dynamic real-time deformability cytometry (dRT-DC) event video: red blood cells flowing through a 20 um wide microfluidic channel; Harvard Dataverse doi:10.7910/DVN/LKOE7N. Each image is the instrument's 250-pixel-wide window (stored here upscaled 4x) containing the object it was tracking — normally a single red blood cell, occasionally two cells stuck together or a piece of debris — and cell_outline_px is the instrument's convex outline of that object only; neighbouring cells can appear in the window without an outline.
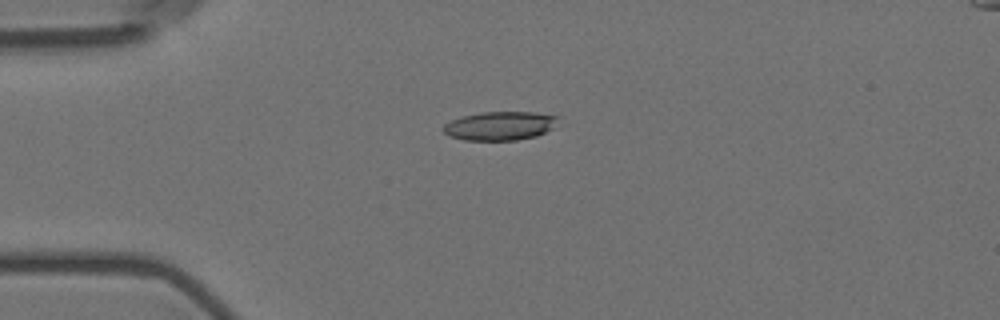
{"species": "Egyptian fruit bat (a non-hibernating species)", "species_latin": "Rousettus aegyptiacus", "temperature_condition": "room temperature", "stored_images_in_passage": 7, "camera_frame_rate_fps": 3000, "um_per_image_px": 0.085, "animal": {"sex": "female"}, "frame": {"image": 1, "passage_image": 2, "time_ms": 0.333, "image_size_px": [1000, 320], "cell_outline_px": [[560, 116], [556, 128], [536, 136], [516, 140], [464, 140], [448, 136], [440, 128], [444, 124], [452, 120], [464, 116], [480, 112], [536, 112]], "centroid_in_image_um": [42.54, 10.69], "position_along_channel_um": 42.5, "area_um2": 19.54}}
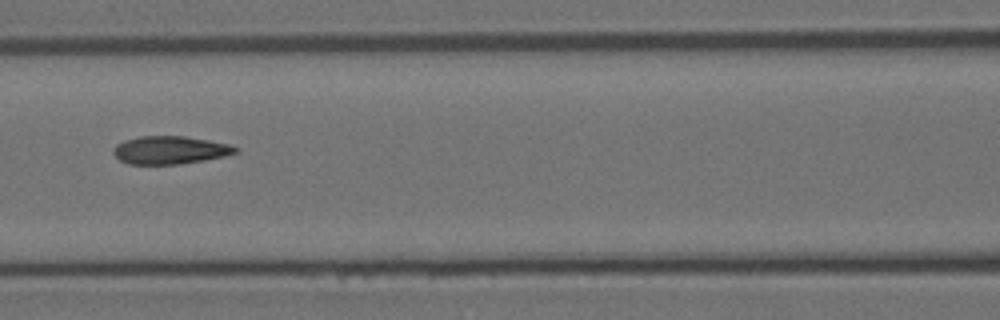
{"frame": {"image": 2, "passage_image": 5, "time_ms": 1.333, "image_size_px": [1000, 320], "cell_outline_px": [[240, 152], [224, 156], [204, 160], [180, 164], [128, 164], [120, 160], [112, 152], [112, 148], [116, 144], [124, 140], [140, 136], [184, 136], [208, 140], [228, 144], [240, 148]], "centroid_in_image_um": [14.45, 12.75], "position_along_channel_um": 152.1, "area_um2": 20.0}}
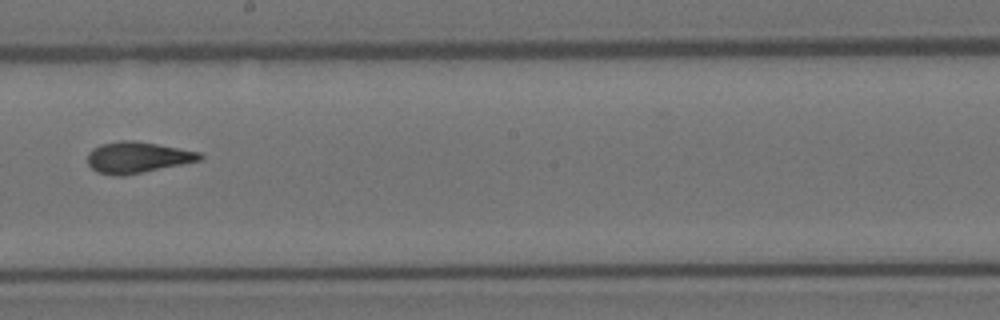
{"frame": {"image": 3, "passage_image": 7, "time_ms": 2.0, "image_size_px": [1000, 320], "cell_outline_px": [[204, 156], [200, 160], [124, 176], [116, 176], [96, 172], [88, 164], [88, 152], [92, 148], [100, 144], [120, 140], [132, 140], [156, 144], [200, 152]], "centroid_in_image_um": [11.63, 13.38], "position_along_channel_um": 236.6, "area_um2": 20.29}}